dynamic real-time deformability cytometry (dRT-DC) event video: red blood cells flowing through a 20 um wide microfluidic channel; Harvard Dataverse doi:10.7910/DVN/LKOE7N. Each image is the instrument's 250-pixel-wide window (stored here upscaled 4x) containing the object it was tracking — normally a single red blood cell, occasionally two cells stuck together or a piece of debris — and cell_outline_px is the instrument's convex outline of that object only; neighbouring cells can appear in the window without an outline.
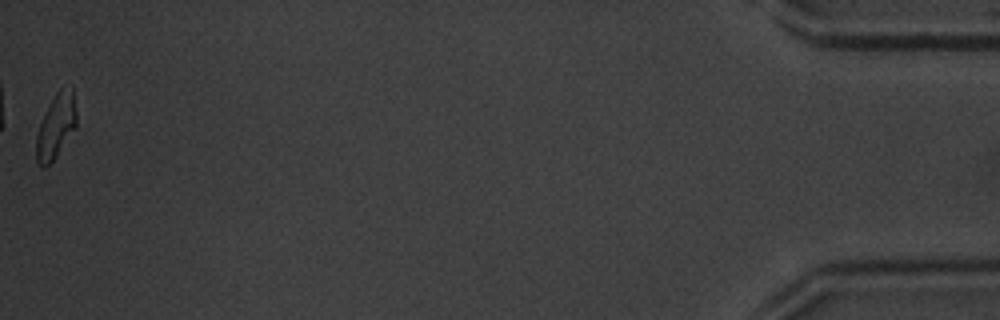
{"species": "common noctule bat (a hibernating species)", "species_latin": "Nyctalus noctula", "temperature_condition": "warm", "stored_images_in_passage": 41, "camera_frame_rate_fps": 3000, "um_per_image_px": 0.085, "animal": {"sex": "male", "body_mass_g": 20.1, "forearm_length_mm": 53.5}, "frame": {"image": 1, "passage_image": 41, "time_ms": 13.333, "image_size_px": [1000, 320], "cell_outline_px": [[76, 128], [56, 156], [44, 168], [36, 160], [36, 136], [40, 124], [56, 92], [60, 88], [72, 84], [76, 112]], "centroid_in_image_um": [4.78, 10.69], "position_along_channel_um": 430.4, "area_um2": 14.91}, "authors_computed_cell_mechanics": {"area_um2": 16.8198, "velocity_mm_per_s": 4.1581, "shape_relaxation_time_tau1_ms": 2.6671, "shape_relaxation_time_tau2_ms": 5.7196, "deformation_change_tau1": 0.1639, "deformation_change_tau2": 0.1465}}